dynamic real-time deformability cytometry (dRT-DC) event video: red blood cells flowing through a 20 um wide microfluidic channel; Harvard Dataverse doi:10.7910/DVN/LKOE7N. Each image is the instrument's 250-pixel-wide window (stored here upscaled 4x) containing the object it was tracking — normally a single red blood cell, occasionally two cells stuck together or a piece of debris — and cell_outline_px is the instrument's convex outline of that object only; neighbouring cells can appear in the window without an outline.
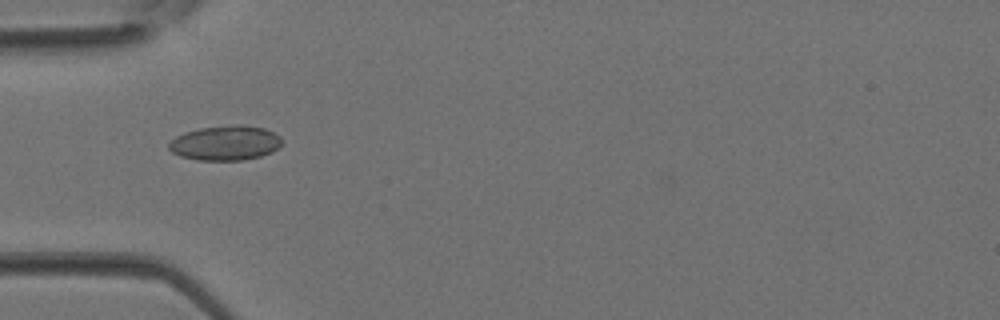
{"species": "Egyptian fruit bat (a non-hibernating species)", "species_latin": "Rousettus aegyptiacus", "temperature_condition": "room temperature", "stored_images_in_passage": 3, "camera_frame_rate_fps": 3000, "um_per_image_px": 0.085, "animal": {"sex": "female"}, "frame": {"image": 1, "passage_image": 3, "time_ms": 0.667, "image_size_px": [1000, 320], "cell_outline_px": [[280, 144], [272, 152], [260, 156], [240, 160], [196, 160], [180, 156], [172, 152], [168, 148], [168, 144], [176, 136], [184, 132], [200, 128], [232, 124], [240, 124], [264, 128], [280, 136]], "centroid_in_image_um": [19.12, 12.14], "position_along_channel_um": 65.9, "area_um2": 22.83}}